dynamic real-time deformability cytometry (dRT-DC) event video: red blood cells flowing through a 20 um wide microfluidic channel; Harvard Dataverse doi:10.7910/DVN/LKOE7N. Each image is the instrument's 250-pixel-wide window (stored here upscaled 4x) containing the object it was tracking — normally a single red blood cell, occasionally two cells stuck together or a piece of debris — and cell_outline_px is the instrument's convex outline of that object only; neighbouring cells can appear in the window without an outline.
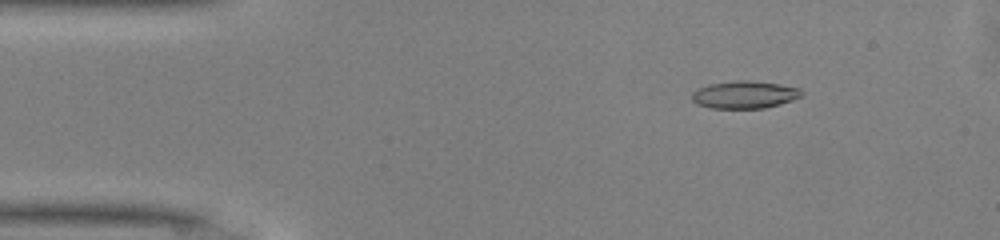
{"species": "common noctule bat (a hibernating species)", "species_latin": "Nyctalus noctula", "temperature_condition": "warm", "stored_images_in_passage": 49, "camera_frame_rate_fps": 3000, "um_per_image_px": 0.085, "animal": {"sex": "male", "body_mass_g": 13.0, "forearm_length_mm": 53.1}, "frame": {"image": 1, "passage_image": 7, "time_ms": 2.0, "image_size_px": [1000, 240], "cell_outline_px": [[800, 96], [792, 100], [780, 104], [764, 108], [708, 108], [696, 104], [692, 100], [692, 92], [708, 84], [736, 80], [748, 80], [780, 84], [800, 88]], "centroid_in_image_um": [63.24, 8.05], "position_along_channel_um": 21.8, "area_um2": 17.51}}
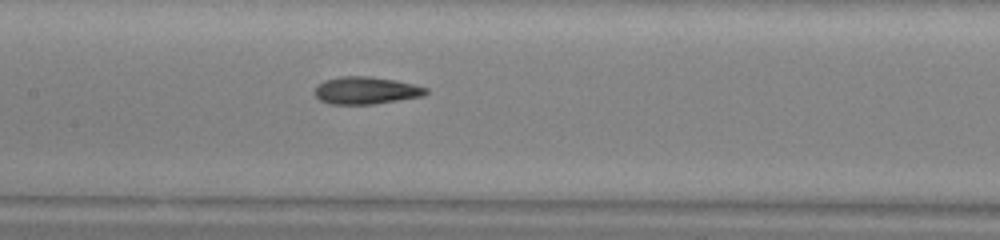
{"frame": {"image": 2, "passage_image": 23, "time_ms": 7.333, "image_size_px": [1000, 240], "cell_outline_px": [[428, 92], [424, 96], [372, 104], [328, 104], [320, 100], [316, 96], [316, 84], [324, 80], [340, 76], [372, 76], [396, 80], [416, 84], [428, 88]], "centroid_in_image_um": [31.13, 7.68], "position_along_channel_um": 176.3, "area_um2": 17.92}}
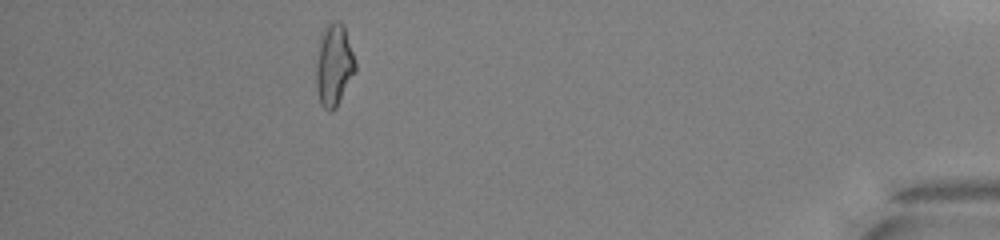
{"frame": {"image": 3, "passage_image": 44, "time_ms": 14.333, "image_size_px": [1000, 240], "cell_outline_px": [[356, 72], [336, 108], [332, 112], [328, 112], [320, 104], [316, 88], [316, 60], [320, 32], [332, 20], [340, 20], [344, 24], [356, 60]], "centroid_in_image_um": [28.39, 5.51], "position_along_channel_um": 406.8, "area_um2": 19.42}, "authors_computed_cell_mechanics": {"area_um2": 17.5134, "velocity_mm_per_s": 4.1814, "shape_relaxation_time_tau1_ms": 9.4798, "shape_relaxation_time_tau2_ms": 3.0028, "deformation_change_tau1": 0.2537, "deformation_change_tau2": 0.1312}}